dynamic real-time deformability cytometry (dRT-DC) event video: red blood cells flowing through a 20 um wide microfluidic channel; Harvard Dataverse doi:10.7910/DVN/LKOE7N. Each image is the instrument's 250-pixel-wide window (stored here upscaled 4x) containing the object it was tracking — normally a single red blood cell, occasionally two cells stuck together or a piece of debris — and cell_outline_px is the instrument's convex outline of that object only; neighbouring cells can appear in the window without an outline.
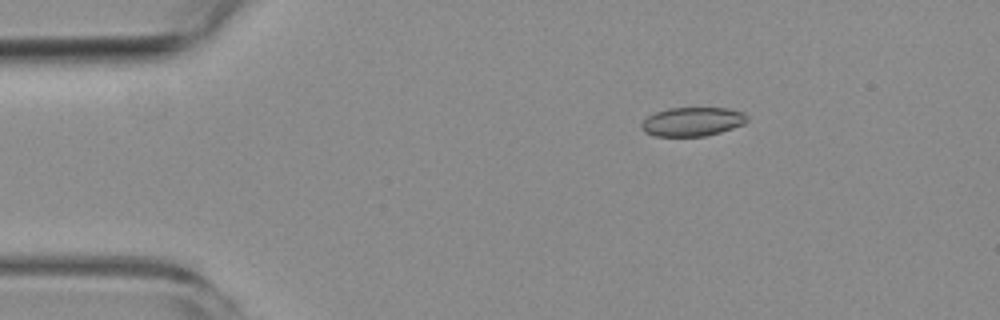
{"species": "common noctule bat (a hibernating species)", "species_latin": "Nyctalus noctula", "temperature_condition": "room temperature", "stored_images_in_passage": 3, "camera_frame_rate_fps": 3000, "um_per_image_px": 0.085, "animal": {"sex": "female", "body_mass_g": 19.3, "forearm_length_mm": 54.1}, "frame": {"image": 1, "passage_image": 1, "time_ms": 0.0, "image_size_px": [1000, 320], "cell_outline_px": [[748, 120], [744, 124], [720, 132], [704, 136], [656, 136], [644, 132], [640, 128], [640, 124], [648, 116], [656, 112], [668, 108], [728, 108], [744, 112], [748, 116]], "centroid_in_image_um": [58.86, 10.34], "position_along_channel_um": 26.1, "area_um2": 17.86}}